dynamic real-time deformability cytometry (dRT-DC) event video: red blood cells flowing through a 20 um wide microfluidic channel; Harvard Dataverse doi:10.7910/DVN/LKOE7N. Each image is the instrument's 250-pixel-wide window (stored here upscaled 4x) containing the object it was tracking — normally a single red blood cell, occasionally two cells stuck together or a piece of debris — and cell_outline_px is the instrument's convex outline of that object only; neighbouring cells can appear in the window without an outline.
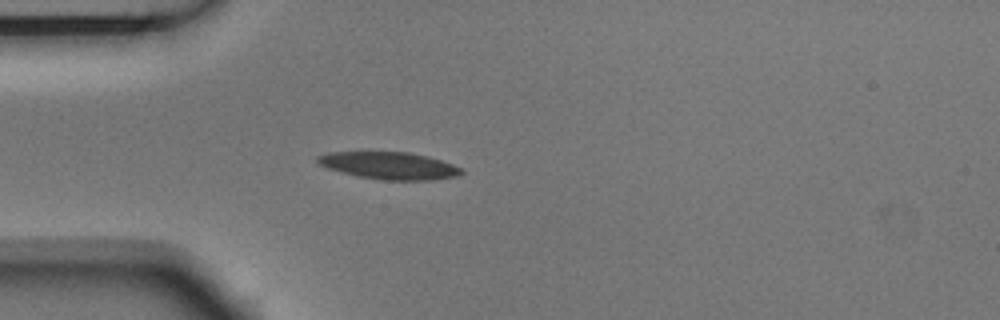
{"species": "Egyptian fruit bat (a non-hibernating species)", "species_latin": "Rousettus aegyptiacus", "temperature_condition": "room temperature", "stored_images_in_passage": 5, "camera_frame_rate_fps": 3000, "um_per_image_px": 0.085, "animal": {"sex": "male"}, "frame": {"image": 1, "passage_image": 5, "time_ms": 1.333, "image_size_px": [1000, 320], "cell_outline_px": [[464, 172], [460, 176], [432, 180], [380, 180], [356, 176], [340, 172], [316, 164], [316, 156], [328, 152], [408, 152], [428, 156], [452, 164], [460, 168]], "centroid_in_image_um": [33.05, 14.08], "position_along_channel_um": 51.9, "area_um2": 23.06}}